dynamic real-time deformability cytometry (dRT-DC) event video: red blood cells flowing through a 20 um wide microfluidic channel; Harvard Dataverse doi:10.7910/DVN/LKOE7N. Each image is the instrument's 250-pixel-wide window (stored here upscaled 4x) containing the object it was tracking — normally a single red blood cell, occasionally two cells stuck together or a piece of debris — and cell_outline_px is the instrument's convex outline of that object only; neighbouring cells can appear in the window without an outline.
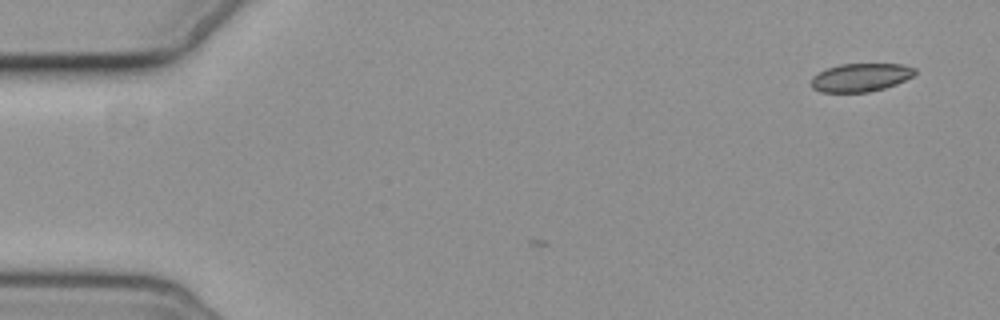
{"species": "common noctule bat (a hibernating species)", "species_latin": "Nyctalus noctula", "temperature_condition": "cold", "stored_images_in_passage": 4, "camera_frame_rate_fps": 3000, "um_per_image_px": 0.085, "animal": {"sex": "female", "body_mass_g": 19.3, "forearm_length_mm": 54.1}, "frame": {"image": 1, "passage_image": 1, "time_ms": 0.0, "image_size_px": [1000, 320], "cell_outline_px": [[916, 72], [912, 76], [896, 84], [884, 88], [868, 92], [820, 92], [812, 88], [812, 76], [824, 68], [840, 64], [900, 64], [916, 68]], "centroid_in_image_um": [73.12, 6.58], "position_along_channel_um": 11.9, "area_um2": 17.11}}